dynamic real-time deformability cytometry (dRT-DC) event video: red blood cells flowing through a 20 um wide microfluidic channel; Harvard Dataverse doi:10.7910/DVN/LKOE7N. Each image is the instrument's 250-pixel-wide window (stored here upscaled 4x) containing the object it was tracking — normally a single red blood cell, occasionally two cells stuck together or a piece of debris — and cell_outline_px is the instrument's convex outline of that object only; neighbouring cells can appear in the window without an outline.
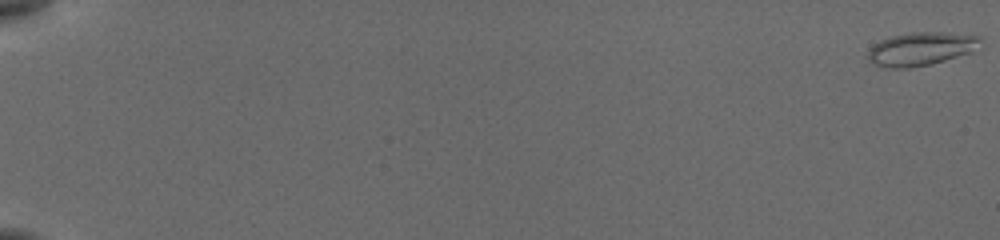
{"species": "common noctule bat (a hibernating species)", "species_latin": "Nyctalus noctula", "temperature_condition": "cold", "stored_images_in_passage": 35, "camera_frame_rate_fps": 3000, "um_per_image_px": 0.085, "animal": {"sex": "female", "body_mass_g": 19.5, "forearm_length_mm": 54.1}, "frame": {"image": 1, "passage_image": 1, "time_ms": 0.0, "image_size_px": [1000, 240], "cell_outline_px": [[980, 40], [972, 52], [932, 64], [908, 68], [892, 68], [876, 64], [868, 60], [868, 52], [872, 44], [880, 40], [892, 36], [912, 32], [940, 32], [980, 36]], "centroid_in_image_um": [78.24, 4.15], "position_along_channel_um": 6.8, "area_um2": 21.62}}
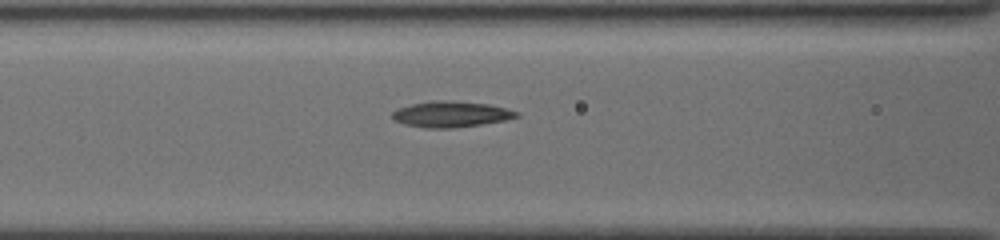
{"frame": {"image": 2, "passage_image": 24, "time_ms": 8.667, "image_size_px": [1000, 240], "cell_outline_px": [[520, 116], [504, 120], [480, 124], [452, 128], [428, 128], [404, 124], [396, 120], [392, 116], [392, 112], [396, 108], [428, 100], [448, 100], [488, 104], [520, 112]], "centroid_in_image_um": [38.31, 9.69], "position_along_channel_um": 128.3, "area_um2": 18.67}}
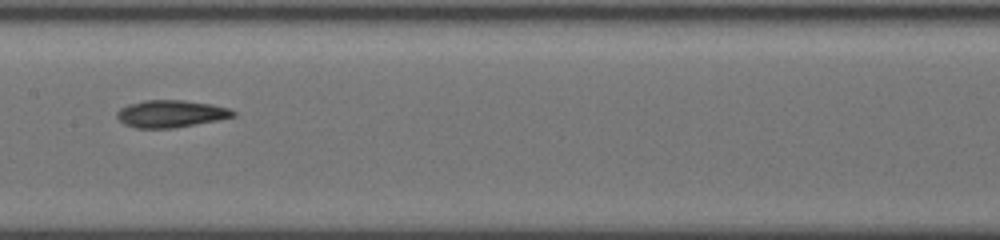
{"frame": {"image": 3, "passage_image": 32, "time_ms": 10.333, "image_size_px": [1000, 240], "cell_outline_px": [[236, 116], [216, 120], [172, 128], [136, 128], [124, 124], [116, 116], [116, 112], [120, 108], [128, 104], [144, 100], [184, 100], [212, 104], [228, 108], [236, 112]], "centroid_in_image_um": [14.5, 9.66], "position_along_channel_um": 192.9, "area_um2": 18.38}}